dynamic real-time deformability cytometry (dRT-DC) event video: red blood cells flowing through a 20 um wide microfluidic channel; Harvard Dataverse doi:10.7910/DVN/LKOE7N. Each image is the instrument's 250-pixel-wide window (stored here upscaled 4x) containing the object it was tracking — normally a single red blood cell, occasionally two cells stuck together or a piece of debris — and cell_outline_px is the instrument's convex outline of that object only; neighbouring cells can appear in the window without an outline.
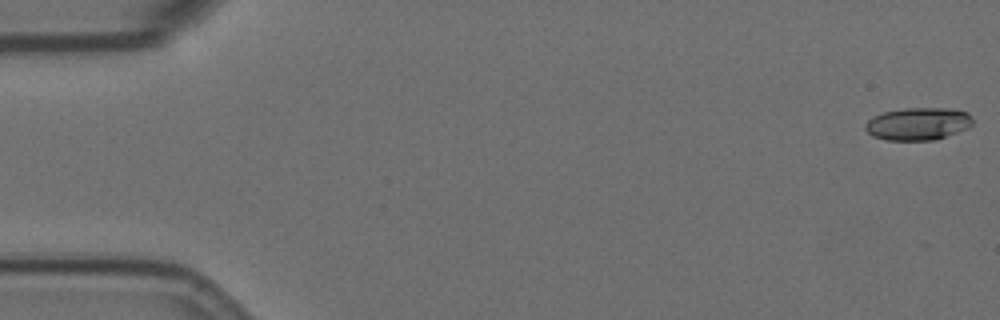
{"species": "Egyptian fruit bat (a non-hibernating species)", "species_latin": "Rousettus aegyptiacus", "temperature_condition": "room temperature", "stored_images_in_passage": 57, "camera_frame_rate_fps": 3000, "um_per_image_px": 0.085, "animal": {"sex": "female"}, "frame": {"image": 1, "passage_image": 1, "time_ms": 0.0, "image_size_px": [1000, 320], "cell_outline_px": [[972, 124], [968, 128], [936, 140], [888, 140], [872, 136], [864, 128], [864, 124], [872, 116], [884, 112], [904, 108], [948, 108], [968, 112], [972, 116]], "centroid_in_image_um": [78.03, 10.52], "position_along_channel_um": 7.0, "area_um2": 20.52}}
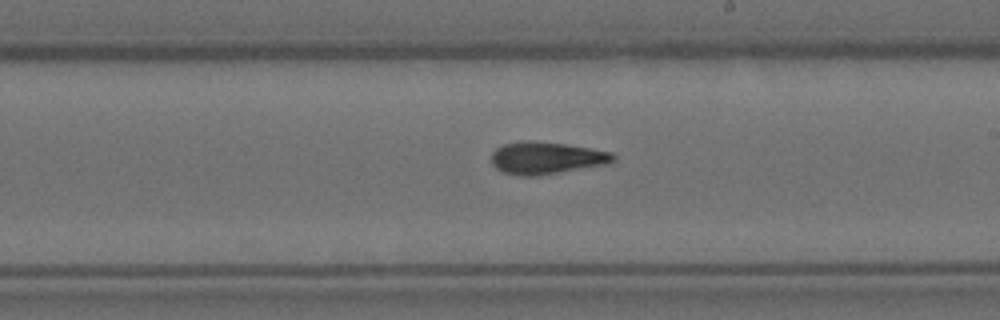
{"frame": {"image": 2, "passage_image": 33, "time_ms": 10.667, "image_size_px": [1000, 320], "cell_outline_px": [[616, 160], [612, 164], [540, 176], [520, 176], [504, 172], [496, 168], [492, 164], [492, 152], [496, 148], [504, 144], [524, 140], [532, 140], [564, 144], [612, 152], [616, 156]], "centroid_in_image_um": [46.49, 13.44], "position_along_channel_um": 242.5, "area_um2": 23.29}}
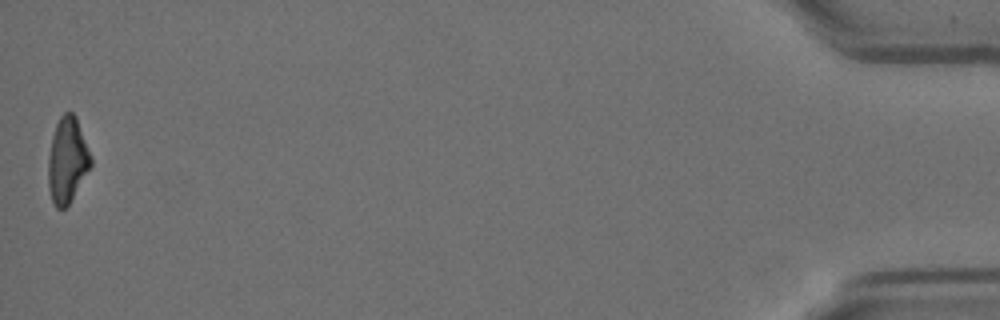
{"frame": {"image": 3, "passage_image": 57, "time_ms": 18.667, "image_size_px": [1000, 320], "cell_outline_px": [[92, 164], [68, 204], [64, 208], [56, 208], [52, 200], [48, 188], [48, 156], [52, 136], [56, 124], [60, 116], [64, 112], [72, 112], [76, 116], [92, 156]], "centroid_in_image_um": [5.71, 13.58], "position_along_channel_um": 429.5, "area_um2": 21.15}, "authors_computed_cell_mechanics": {"area_um2": 21.5594, "velocity_mm_per_s": 3.5598, "shape_relaxation_time_tau1_ms": 8.278, "shape_relaxation_time_tau2_ms": 4.1752, "deformation_change_tau1": 0.2355, "deformation_change_tau2": 0.1408}}